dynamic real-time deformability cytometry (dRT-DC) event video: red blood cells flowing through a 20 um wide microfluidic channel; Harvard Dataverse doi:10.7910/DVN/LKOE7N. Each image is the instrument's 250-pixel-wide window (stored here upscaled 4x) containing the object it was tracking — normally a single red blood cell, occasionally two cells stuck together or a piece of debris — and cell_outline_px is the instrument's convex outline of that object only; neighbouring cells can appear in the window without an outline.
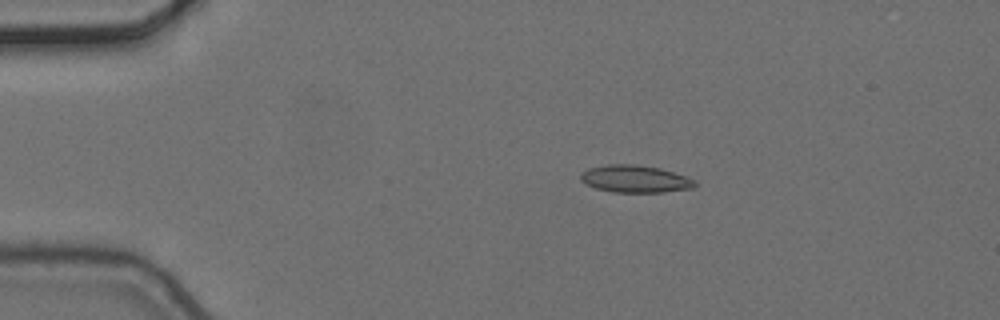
{"species": "common noctule bat (a hibernating species)", "species_latin": "Nyctalus noctula", "temperature_condition": "cold", "stored_images_in_passage": 5, "camera_frame_rate_fps": 3000, "um_per_image_px": 0.085, "animal": {"sex": "female", "body_mass_g": 24.6, "forearm_length_mm": 56.2}, "frame": {"image": 1, "passage_image": 3, "time_ms": 0.667, "image_size_px": [1000, 320], "cell_outline_px": [[696, 188], [664, 192], [612, 192], [596, 188], [580, 180], [580, 172], [588, 168], [608, 164], [636, 164], [660, 168], [696, 180]], "centroid_in_image_um": [53.98, 15.2], "position_along_channel_um": 31.0, "area_um2": 18.26}}
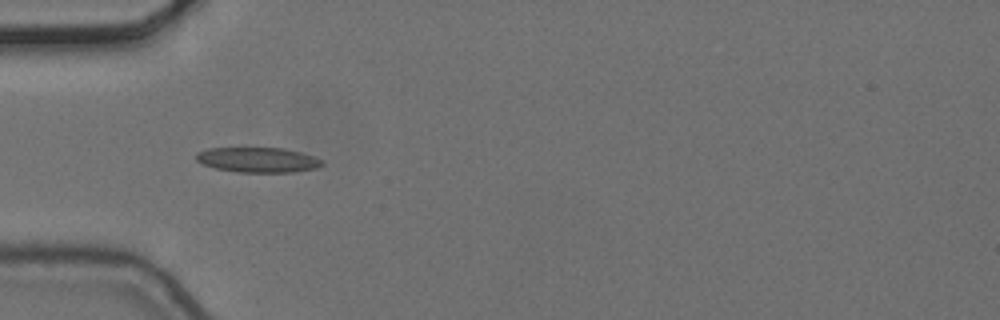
{"frame": {"image": 2, "passage_image": 5, "time_ms": 1.333, "image_size_px": [1000, 320], "cell_outline_px": [[324, 164], [316, 168], [292, 172], [240, 172], [216, 168], [204, 164], [196, 160], [196, 152], [208, 148], [284, 148], [300, 152], [324, 160]], "centroid_in_image_um": [21.93, 13.58], "position_along_channel_um": 63.1, "area_um2": 18.26}}